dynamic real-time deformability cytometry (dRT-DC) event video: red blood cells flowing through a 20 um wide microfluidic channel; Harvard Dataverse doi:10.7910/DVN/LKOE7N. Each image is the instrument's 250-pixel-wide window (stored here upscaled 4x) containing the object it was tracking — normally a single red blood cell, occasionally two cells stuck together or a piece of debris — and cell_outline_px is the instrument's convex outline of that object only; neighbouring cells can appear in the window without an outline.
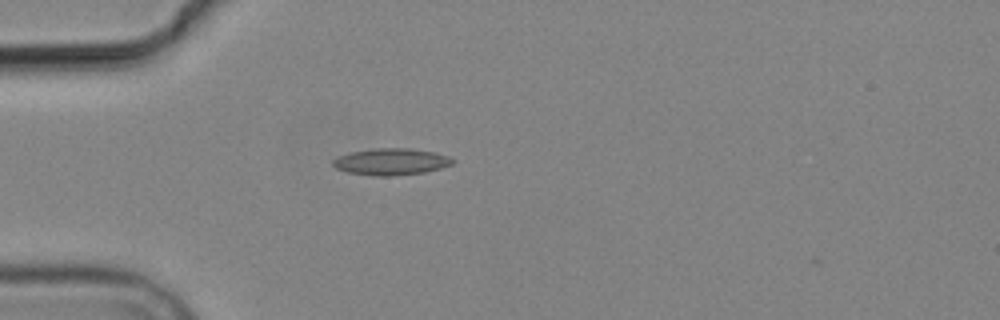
{"species": "common noctule bat (a hibernating species)", "species_latin": "Nyctalus noctula", "temperature_condition": "cold", "stored_images_in_passage": 1, "camera_frame_rate_fps": 3000, "um_per_image_px": 0.085, "animal": {"sex": "male", "body_mass_g": 19.2, "forearm_length_mm": 51.8}, "frame": {"image": 1, "passage_image": 1, "time_ms": 0.0, "image_size_px": [1000, 320], "cell_outline_px": [[456, 160], [452, 164], [440, 168], [424, 172], [392, 176], [372, 176], [348, 172], [336, 168], [332, 164], [332, 160], [348, 152], [376, 148], [412, 148], [432, 152], [448, 156]], "centroid_in_image_um": [33.23, 13.74], "position_along_channel_um": 51.8, "area_um2": 18.61}}